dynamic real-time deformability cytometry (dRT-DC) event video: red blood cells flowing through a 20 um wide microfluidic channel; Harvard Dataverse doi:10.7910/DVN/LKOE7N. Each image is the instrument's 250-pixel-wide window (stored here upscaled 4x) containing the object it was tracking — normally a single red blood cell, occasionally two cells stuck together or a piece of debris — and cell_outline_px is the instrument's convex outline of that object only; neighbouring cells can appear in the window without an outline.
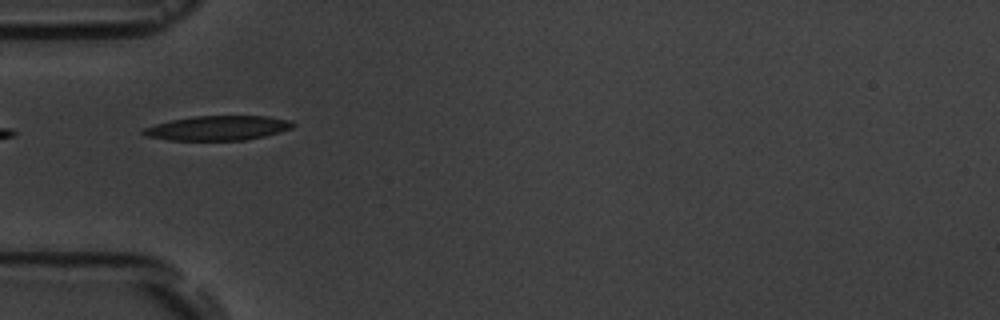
{"species": "common noctule bat (a hibernating species)", "species_latin": "Nyctalus noctula", "temperature_condition": "room temperature", "stored_images_in_passage": 7, "camera_frame_rate_fps": 3000, "um_per_image_px": 0.085, "animal": {"sex": "male", "body_mass_g": 19.5, "forearm_length_mm": 54.6}, "frame": {"image": 1, "passage_image": 5, "time_ms": 4.667, "image_size_px": [1000, 320], "cell_outline_px": [[296, 124], [292, 128], [280, 132], [264, 136], [244, 140], [168, 140], [144, 136], [140, 132], [144, 128], [156, 124], [172, 120], [192, 116], [268, 116], [288, 120]], "centroid_in_image_um": [18.5, 10.88], "position_along_channel_um": 66.5, "area_um2": 21.39}}
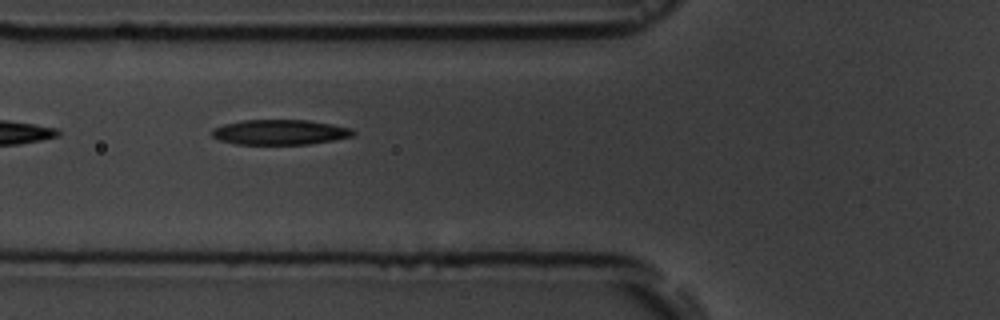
{"frame": {"image": 2, "passage_image": 6, "time_ms": 5.667, "image_size_px": [1000, 320], "cell_outline_px": [[356, 132], [352, 136], [332, 140], [308, 144], [236, 144], [220, 140], [212, 136], [208, 132], [212, 128], [224, 124], [244, 120], [308, 120], [332, 124], [352, 128]], "centroid_in_image_um": [23.76, 11.23], "position_along_channel_um": 102.0, "area_um2": 20.69}}
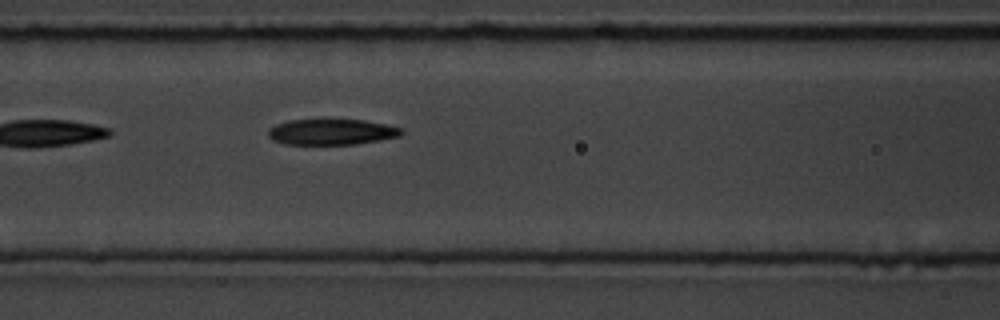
{"frame": {"image": 3, "passage_image": 7, "time_ms": 6.667, "image_size_px": [1000, 320], "cell_outline_px": [[404, 132], [400, 136], [380, 140], [356, 144], [284, 144], [272, 140], [268, 136], [268, 128], [276, 124], [288, 120], [320, 116], [364, 120], [388, 124], [404, 128]], "centroid_in_image_um": [28.18, 11.15], "position_along_channel_um": 138.4, "area_um2": 21.27}}